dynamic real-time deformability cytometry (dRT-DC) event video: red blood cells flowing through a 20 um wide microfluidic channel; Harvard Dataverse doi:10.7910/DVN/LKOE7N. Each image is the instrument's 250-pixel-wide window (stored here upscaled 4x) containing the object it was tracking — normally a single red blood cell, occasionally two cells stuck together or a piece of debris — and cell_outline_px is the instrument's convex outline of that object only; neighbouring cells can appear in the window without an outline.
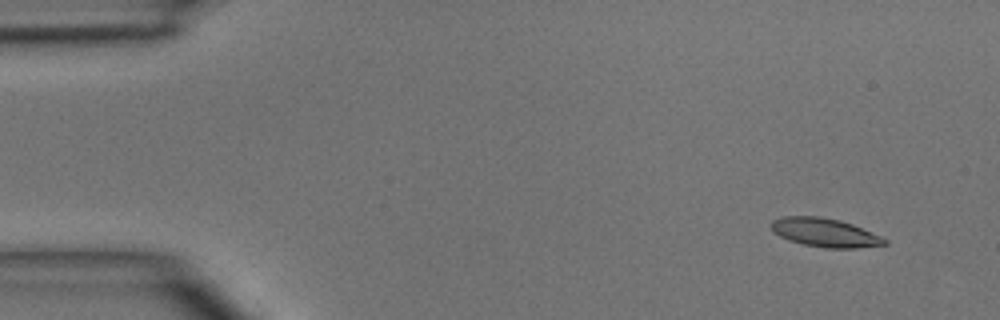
{"species": "common noctule bat (a hibernating species)", "species_latin": "Nyctalus noctula", "temperature_condition": "room temperature", "stored_images_in_passage": 4, "camera_frame_rate_fps": 3000, "um_per_image_px": 0.085, "animal": {"sex": "male", "body_mass_g": 15.6}, "frame": {"image": 1, "passage_image": 1, "time_ms": 0.0, "image_size_px": [1000, 320], "cell_outline_px": [[888, 244], [856, 248], [824, 248], [804, 244], [788, 240], [772, 232], [772, 220], [780, 216], [820, 216], [840, 220], [852, 224], [880, 236], [888, 240]], "centroid_in_image_um": [70.1, 19.76], "position_along_channel_um": 14.9, "area_um2": 18.96}}
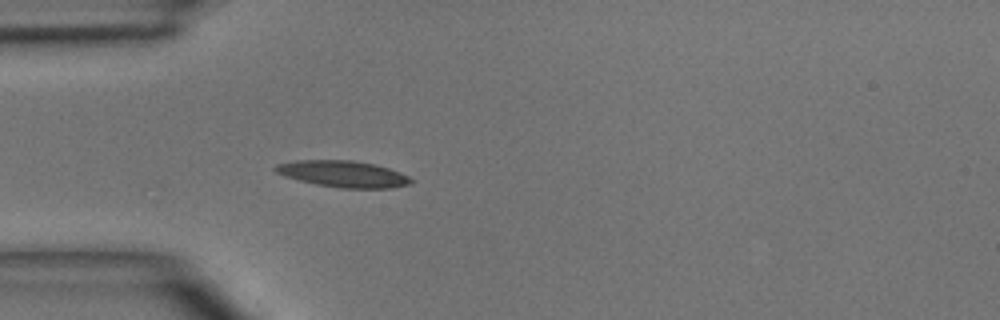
{"frame": {"image": 2, "passage_image": 4, "time_ms": 3.333, "image_size_px": [1000, 320], "cell_outline_px": [[416, 180], [412, 184], [392, 188], [340, 188], [316, 184], [284, 176], [276, 172], [272, 168], [276, 164], [296, 160], [352, 160], [376, 164], [400, 172]], "centroid_in_image_um": [29.2, 14.78], "position_along_channel_um": 55.8, "area_um2": 21.1}}